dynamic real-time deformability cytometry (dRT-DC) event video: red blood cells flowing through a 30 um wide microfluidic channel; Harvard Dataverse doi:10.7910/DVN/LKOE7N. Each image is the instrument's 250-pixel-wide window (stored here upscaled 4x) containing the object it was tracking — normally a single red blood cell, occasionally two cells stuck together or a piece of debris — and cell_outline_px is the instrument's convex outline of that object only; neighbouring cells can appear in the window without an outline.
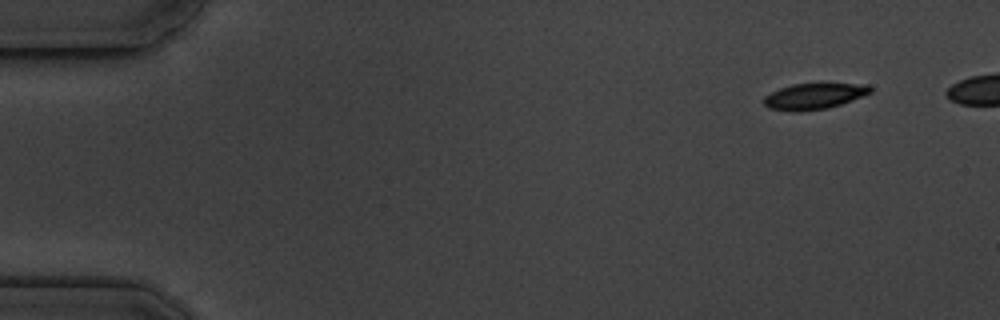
{"species": "common noctule bat (a hibernating species)", "species_latin": "Nyctalus noctula", "temperature_condition": "cold", "stored_images_in_passage": 5, "camera_frame_rate_fps": 3000, "um_per_image_px": 0.085, "animal": {"sex": "male", "body_mass_g": 19.5, "forearm_length_mm": 54.6}, "frame": {"image": 1, "passage_image": 1, "time_ms": 0.0, "image_size_px": [1000, 320], "cell_outline_px": [[872, 92], [840, 104], [828, 108], [796, 112], [792, 112], [768, 108], [764, 104], [764, 96], [780, 88], [792, 84], [868, 84], [872, 88]], "centroid_in_image_um": [69.16, 8.19], "position_along_channel_um": 15.8, "area_um2": 15.95}}